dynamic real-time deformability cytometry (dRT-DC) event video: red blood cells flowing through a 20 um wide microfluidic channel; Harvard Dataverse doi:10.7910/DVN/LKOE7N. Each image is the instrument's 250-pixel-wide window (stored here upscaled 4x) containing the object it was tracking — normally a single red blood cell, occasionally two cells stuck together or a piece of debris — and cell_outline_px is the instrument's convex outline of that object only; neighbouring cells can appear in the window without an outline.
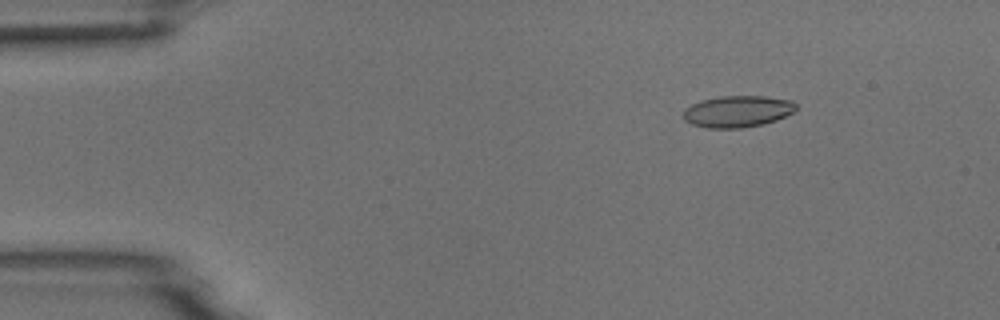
{"species": "common noctule bat (a hibernating species)", "species_latin": "Nyctalus noctula", "temperature_condition": "room temperature", "stored_images_in_passage": 4, "camera_frame_rate_fps": 3000, "um_per_image_px": 0.085, "animal": {"sex": "male", "body_mass_g": 18.8}, "frame": {"image": 1, "passage_image": 2, "time_ms": 1.333, "image_size_px": [1000, 320], "cell_outline_px": [[796, 108], [792, 112], [776, 120], [744, 128], [708, 128], [692, 124], [684, 120], [680, 116], [684, 108], [700, 100], [720, 96], [764, 96], [792, 100], [796, 104]], "centroid_in_image_um": [62.63, 9.46], "position_along_channel_um": 22.4, "area_um2": 20.87}}